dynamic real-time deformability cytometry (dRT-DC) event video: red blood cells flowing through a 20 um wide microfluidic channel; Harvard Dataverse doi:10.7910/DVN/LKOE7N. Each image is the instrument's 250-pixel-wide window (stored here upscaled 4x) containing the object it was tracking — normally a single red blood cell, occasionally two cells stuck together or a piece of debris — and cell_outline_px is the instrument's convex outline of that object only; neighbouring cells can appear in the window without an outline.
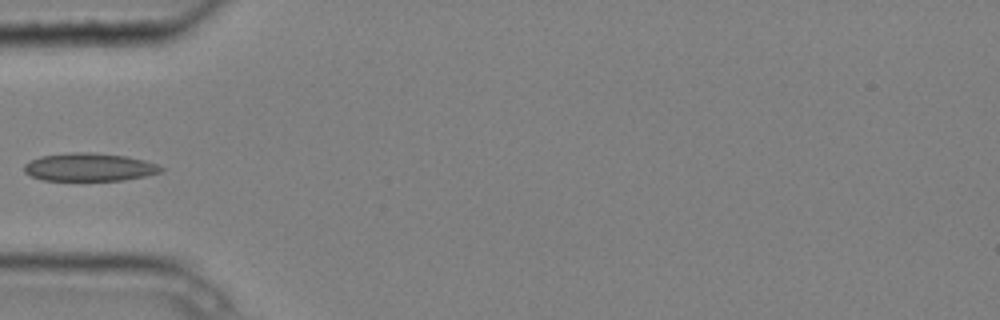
{"species": "common noctule bat (a hibernating species)", "species_latin": "Nyctalus noctula", "temperature_condition": "cold", "stored_images_in_passage": 3, "camera_frame_rate_fps": 3000, "um_per_image_px": 0.085, "animal": {"sex": "male", "body_mass_g": 20.4}, "frame": {"image": 1, "passage_image": 3, "time_ms": 0.667, "image_size_px": [1000, 320], "cell_outline_px": [[164, 168], [160, 172], [144, 176], [124, 180], [44, 180], [32, 176], [24, 172], [24, 164], [40, 156], [72, 152], [92, 152], [124, 156], [144, 160], [156, 164]], "centroid_in_image_um": [7.57, 14.2], "position_along_channel_um": 77.4, "area_um2": 22.14}}